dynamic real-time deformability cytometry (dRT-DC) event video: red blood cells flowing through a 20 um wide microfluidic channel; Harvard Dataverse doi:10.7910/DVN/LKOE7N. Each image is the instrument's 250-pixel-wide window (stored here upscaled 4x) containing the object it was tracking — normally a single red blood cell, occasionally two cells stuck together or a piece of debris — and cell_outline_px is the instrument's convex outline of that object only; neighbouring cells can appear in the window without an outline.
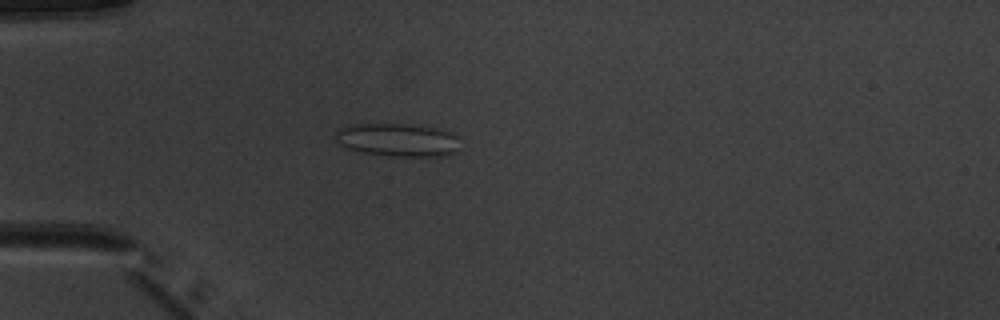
{"species": "common noctule bat (a hibernating species)", "species_latin": "Nyctalus noctula", "temperature_condition": "warm", "stored_images_in_passage": 4, "camera_frame_rate_fps": 3000, "um_per_image_px": 0.085, "animal": {"sex": "male", "body_mass_g": 20.1, "forearm_length_mm": 53.5}, "frame": {"image": 1, "passage_image": 3, "time_ms": 2.333, "image_size_px": [1000, 320], "cell_outline_px": [[456, 136], [452, 152], [444, 156], [388, 156], [364, 152], [348, 148], [336, 144], [336, 128], [352, 124], [408, 124], [436, 128], [448, 132]], "centroid_in_image_um": [33.66, 11.88], "position_along_channel_um": 51.3, "area_um2": 23.64}}